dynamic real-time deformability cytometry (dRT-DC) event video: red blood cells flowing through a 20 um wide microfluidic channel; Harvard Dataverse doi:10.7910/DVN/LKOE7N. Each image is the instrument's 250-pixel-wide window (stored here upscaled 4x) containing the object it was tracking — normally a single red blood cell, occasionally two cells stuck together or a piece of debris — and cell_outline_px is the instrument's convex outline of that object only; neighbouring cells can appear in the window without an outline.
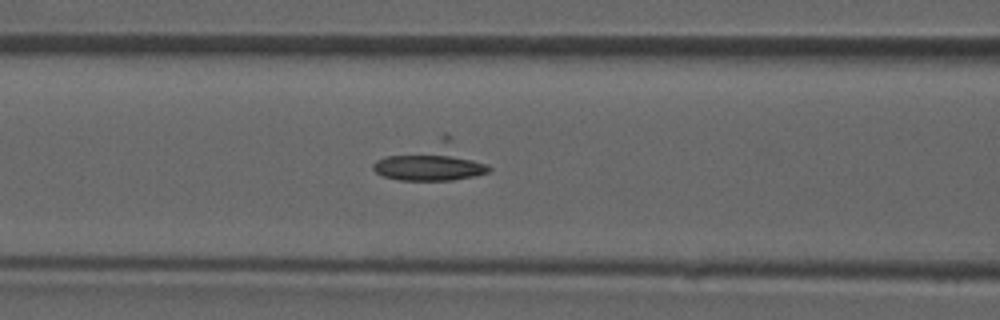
{"species": "common noctule bat (a hibernating species)", "species_latin": "Nyctalus noctula", "temperature_condition": "room temperature", "stored_images_in_passage": 35, "camera_frame_rate_fps": 3000, "um_per_image_px": 0.085, "animal": {"sex": "male", "forearm_length_mm": 52.5}, "frame": {"image": 1, "passage_image": 6, "time_ms": 1.667, "image_size_px": [1000, 320], "cell_outline_px": [[492, 168], [488, 172], [472, 176], [452, 180], [400, 180], [384, 176], [376, 172], [372, 168], [372, 164], [376, 160], [384, 156], [444, 132], [448, 132], [488, 164]], "centroid_in_image_um": [36.73, 13.69], "position_along_channel_um": 129.9, "area_um2": 26.3}}